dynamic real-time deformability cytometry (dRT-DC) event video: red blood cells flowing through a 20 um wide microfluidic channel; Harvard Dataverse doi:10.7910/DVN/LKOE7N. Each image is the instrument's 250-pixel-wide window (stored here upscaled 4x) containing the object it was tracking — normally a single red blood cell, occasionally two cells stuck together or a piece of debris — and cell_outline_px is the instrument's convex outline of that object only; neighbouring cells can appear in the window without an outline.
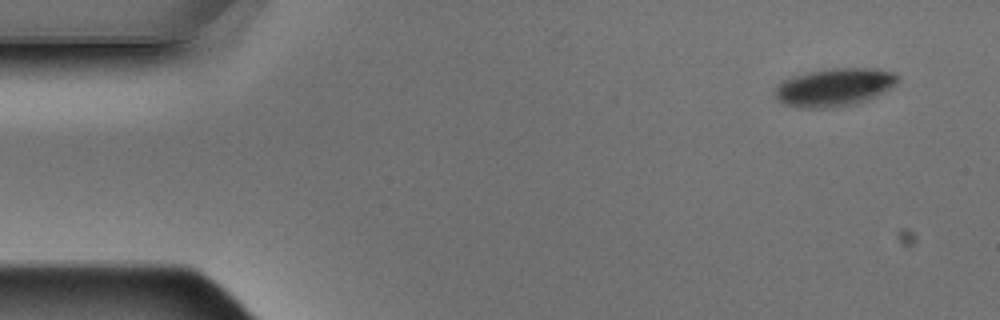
{"species": "Egyptian fruit bat (a non-hibernating species)", "species_latin": "Rousettus aegyptiacus", "temperature_condition": "warm", "stored_images_in_passage": 4, "camera_frame_rate_fps": 3000, "um_per_image_px": 0.085, "animal": {"sex": "male"}, "frame": {"image": 1, "passage_image": 1, "time_ms": 0.0, "image_size_px": [1000, 320], "cell_outline_px": [[900, 76], [892, 88], [864, 100], [852, 104], [828, 108], [800, 108], [784, 104], [776, 100], [772, 92], [784, 80], [808, 72], [832, 68], [876, 68], [896, 72]], "centroid_in_image_um": [70.91, 7.41], "position_along_channel_um": 14.1, "area_um2": 27.11}}
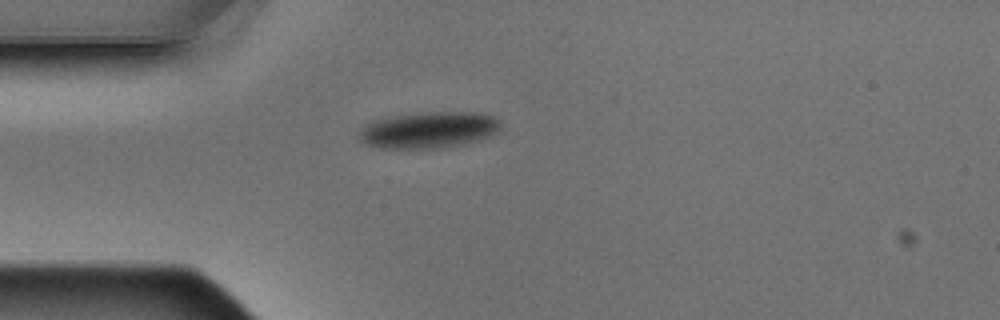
{"frame": {"image": 2, "passage_image": 4, "time_ms": 1.0, "image_size_px": [1000, 320], "cell_outline_px": [[500, 128], [492, 136], [480, 140], [440, 148], [380, 148], [368, 144], [360, 140], [356, 136], [356, 132], [364, 124], [372, 120], [392, 116], [428, 112], [472, 112], [492, 116], [500, 120]], "centroid_in_image_um": [36.39, 11.05], "position_along_channel_um": 48.6, "area_um2": 30.17}}